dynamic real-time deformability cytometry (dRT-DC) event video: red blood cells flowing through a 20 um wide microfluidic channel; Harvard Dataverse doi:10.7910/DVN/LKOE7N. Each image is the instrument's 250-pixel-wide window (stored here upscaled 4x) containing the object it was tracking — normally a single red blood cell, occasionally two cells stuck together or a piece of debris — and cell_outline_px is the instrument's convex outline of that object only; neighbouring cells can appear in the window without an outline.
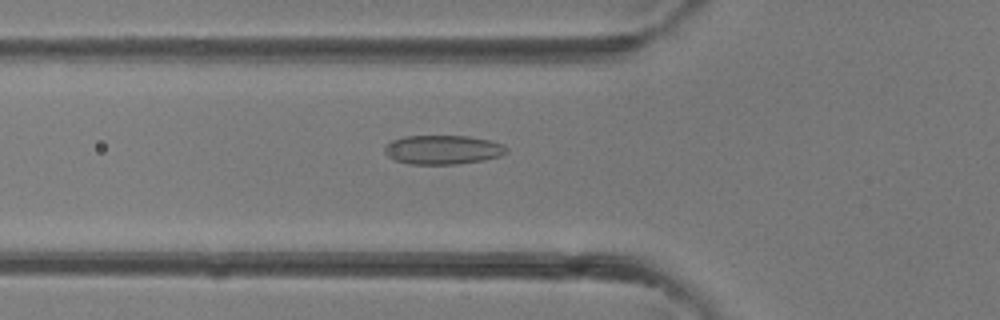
{"species": "common noctule bat (a hibernating species)", "species_latin": "Nyctalus noctula", "temperature_condition": "room temperature", "stored_images_in_passage": 39, "camera_frame_rate_fps": 3000, "um_per_image_px": 0.085, "animal": {"sex": "female"}, "frame": {"image": 1, "passage_image": 14, "time_ms": 4.333, "image_size_px": [1000, 320], "cell_outline_px": [[508, 152], [500, 156], [484, 160], [456, 164], [408, 164], [396, 160], [388, 156], [384, 152], [384, 144], [392, 140], [404, 136], [468, 136], [488, 140], [504, 144], [508, 148]], "centroid_in_image_um": [37.63, 12.72], "position_along_channel_um": 88.2, "area_um2": 20.81}}
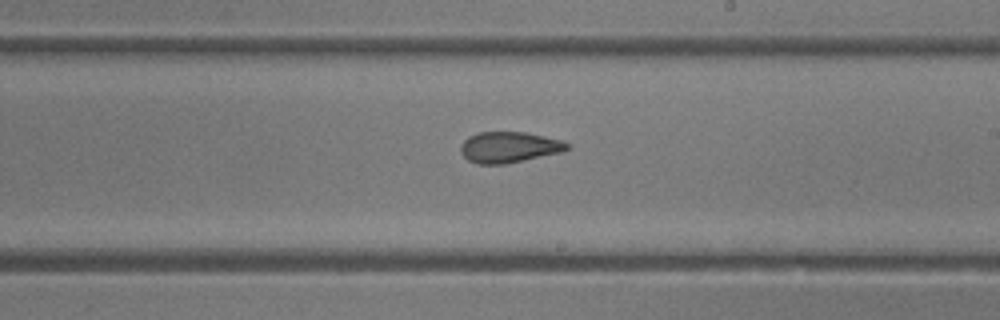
{"frame": {"image": 2, "passage_image": 23, "time_ms": 7.333, "image_size_px": [1000, 320], "cell_outline_px": [[568, 148], [560, 152], [504, 164], [476, 164], [468, 160], [460, 152], [460, 144], [468, 136], [480, 132], [524, 132], [544, 136], [560, 140], [568, 144]], "centroid_in_image_um": [43.19, 12.51], "position_along_channel_um": 245.8, "area_um2": 18.96}}
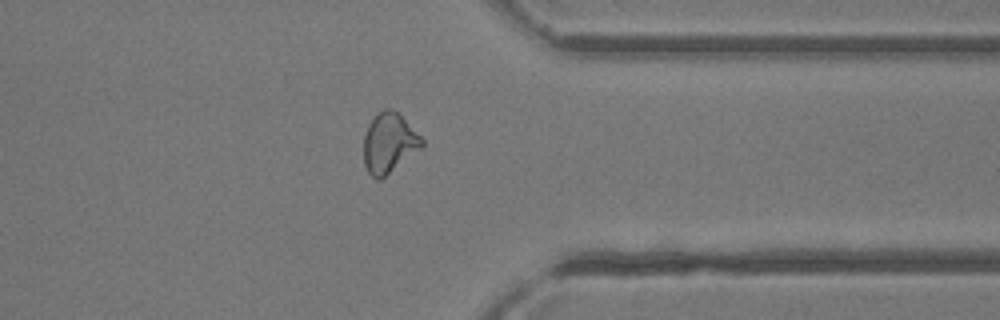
{"frame": {"image": 3, "passage_image": 31, "time_ms": 10.0, "image_size_px": [1000, 320], "cell_outline_px": [[424, 148], [380, 180], [376, 180], [368, 172], [364, 164], [364, 136], [368, 124], [384, 108], [388, 108], [400, 112], [424, 140]], "centroid_in_image_um": [33.11, 12.17], "position_along_channel_um": 378.3, "area_um2": 20.69}}